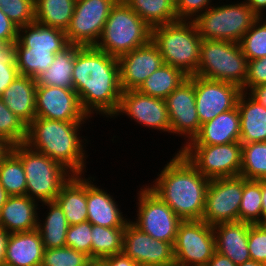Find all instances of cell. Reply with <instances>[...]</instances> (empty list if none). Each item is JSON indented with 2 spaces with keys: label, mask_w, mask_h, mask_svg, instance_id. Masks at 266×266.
Instances as JSON below:
<instances>
[{
  "label": "cell",
  "mask_w": 266,
  "mask_h": 266,
  "mask_svg": "<svg viewBox=\"0 0 266 266\" xmlns=\"http://www.w3.org/2000/svg\"><path fill=\"white\" fill-rule=\"evenodd\" d=\"M248 60L239 43L205 40L200 45V60L194 75L233 83L240 88L247 78Z\"/></svg>",
  "instance_id": "obj_6"
},
{
  "label": "cell",
  "mask_w": 266,
  "mask_h": 266,
  "mask_svg": "<svg viewBox=\"0 0 266 266\" xmlns=\"http://www.w3.org/2000/svg\"><path fill=\"white\" fill-rule=\"evenodd\" d=\"M117 1L76 0L74 14L65 31L69 44L95 46Z\"/></svg>",
  "instance_id": "obj_13"
},
{
  "label": "cell",
  "mask_w": 266,
  "mask_h": 266,
  "mask_svg": "<svg viewBox=\"0 0 266 266\" xmlns=\"http://www.w3.org/2000/svg\"><path fill=\"white\" fill-rule=\"evenodd\" d=\"M21 29H25L26 34L23 37L20 36ZM17 42L23 48L52 50L55 54L69 45L64 30L45 26L36 21L18 29Z\"/></svg>",
  "instance_id": "obj_28"
},
{
  "label": "cell",
  "mask_w": 266,
  "mask_h": 266,
  "mask_svg": "<svg viewBox=\"0 0 266 266\" xmlns=\"http://www.w3.org/2000/svg\"><path fill=\"white\" fill-rule=\"evenodd\" d=\"M241 92L237 107L240 112V143L266 142V108L252 97L246 102Z\"/></svg>",
  "instance_id": "obj_27"
},
{
  "label": "cell",
  "mask_w": 266,
  "mask_h": 266,
  "mask_svg": "<svg viewBox=\"0 0 266 266\" xmlns=\"http://www.w3.org/2000/svg\"><path fill=\"white\" fill-rule=\"evenodd\" d=\"M50 206V212L42 227L38 222L37 230L45 249H55L66 246V234L69 224L64 212L55 201L44 202Z\"/></svg>",
  "instance_id": "obj_34"
},
{
  "label": "cell",
  "mask_w": 266,
  "mask_h": 266,
  "mask_svg": "<svg viewBox=\"0 0 266 266\" xmlns=\"http://www.w3.org/2000/svg\"><path fill=\"white\" fill-rule=\"evenodd\" d=\"M261 194H262V217L261 224H266V180H261Z\"/></svg>",
  "instance_id": "obj_55"
},
{
  "label": "cell",
  "mask_w": 266,
  "mask_h": 266,
  "mask_svg": "<svg viewBox=\"0 0 266 266\" xmlns=\"http://www.w3.org/2000/svg\"><path fill=\"white\" fill-rule=\"evenodd\" d=\"M20 75L10 49L0 55V95Z\"/></svg>",
  "instance_id": "obj_45"
},
{
  "label": "cell",
  "mask_w": 266,
  "mask_h": 266,
  "mask_svg": "<svg viewBox=\"0 0 266 266\" xmlns=\"http://www.w3.org/2000/svg\"><path fill=\"white\" fill-rule=\"evenodd\" d=\"M102 260L107 264V266H139L135 261L126 256L123 252L110 255Z\"/></svg>",
  "instance_id": "obj_49"
},
{
  "label": "cell",
  "mask_w": 266,
  "mask_h": 266,
  "mask_svg": "<svg viewBox=\"0 0 266 266\" xmlns=\"http://www.w3.org/2000/svg\"><path fill=\"white\" fill-rule=\"evenodd\" d=\"M0 8L18 28L35 22V0H0Z\"/></svg>",
  "instance_id": "obj_42"
},
{
  "label": "cell",
  "mask_w": 266,
  "mask_h": 266,
  "mask_svg": "<svg viewBox=\"0 0 266 266\" xmlns=\"http://www.w3.org/2000/svg\"><path fill=\"white\" fill-rule=\"evenodd\" d=\"M82 45L69 44L55 54L50 67L36 78L37 85L57 86L73 89L72 73L77 52Z\"/></svg>",
  "instance_id": "obj_29"
},
{
  "label": "cell",
  "mask_w": 266,
  "mask_h": 266,
  "mask_svg": "<svg viewBox=\"0 0 266 266\" xmlns=\"http://www.w3.org/2000/svg\"><path fill=\"white\" fill-rule=\"evenodd\" d=\"M243 189L242 176L210 179L202 220L210 226L239 221Z\"/></svg>",
  "instance_id": "obj_11"
},
{
  "label": "cell",
  "mask_w": 266,
  "mask_h": 266,
  "mask_svg": "<svg viewBox=\"0 0 266 266\" xmlns=\"http://www.w3.org/2000/svg\"><path fill=\"white\" fill-rule=\"evenodd\" d=\"M197 16L193 21L202 39L235 43L241 41L244 34L259 18L245 2L209 8Z\"/></svg>",
  "instance_id": "obj_8"
},
{
  "label": "cell",
  "mask_w": 266,
  "mask_h": 266,
  "mask_svg": "<svg viewBox=\"0 0 266 266\" xmlns=\"http://www.w3.org/2000/svg\"><path fill=\"white\" fill-rule=\"evenodd\" d=\"M238 266H265V265L250 259V260L245 261L243 264H240Z\"/></svg>",
  "instance_id": "obj_58"
},
{
  "label": "cell",
  "mask_w": 266,
  "mask_h": 266,
  "mask_svg": "<svg viewBox=\"0 0 266 266\" xmlns=\"http://www.w3.org/2000/svg\"><path fill=\"white\" fill-rule=\"evenodd\" d=\"M125 227H103L92 224L91 259H104L123 252Z\"/></svg>",
  "instance_id": "obj_35"
},
{
  "label": "cell",
  "mask_w": 266,
  "mask_h": 266,
  "mask_svg": "<svg viewBox=\"0 0 266 266\" xmlns=\"http://www.w3.org/2000/svg\"><path fill=\"white\" fill-rule=\"evenodd\" d=\"M208 2L210 3V0H175L178 20H183L194 13H199L201 9L205 8V6L207 7Z\"/></svg>",
  "instance_id": "obj_48"
},
{
  "label": "cell",
  "mask_w": 266,
  "mask_h": 266,
  "mask_svg": "<svg viewBox=\"0 0 266 266\" xmlns=\"http://www.w3.org/2000/svg\"><path fill=\"white\" fill-rule=\"evenodd\" d=\"M181 149L185 157L208 179L240 176L242 159L240 142L185 146Z\"/></svg>",
  "instance_id": "obj_9"
},
{
  "label": "cell",
  "mask_w": 266,
  "mask_h": 266,
  "mask_svg": "<svg viewBox=\"0 0 266 266\" xmlns=\"http://www.w3.org/2000/svg\"><path fill=\"white\" fill-rule=\"evenodd\" d=\"M91 260L85 253L65 246L45 249L41 266H87Z\"/></svg>",
  "instance_id": "obj_41"
},
{
  "label": "cell",
  "mask_w": 266,
  "mask_h": 266,
  "mask_svg": "<svg viewBox=\"0 0 266 266\" xmlns=\"http://www.w3.org/2000/svg\"><path fill=\"white\" fill-rule=\"evenodd\" d=\"M68 177L69 180L61 187L55 202L60 206L71 226L88 220L87 181L80 179L79 175L72 174Z\"/></svg>",
  "instance_id": "obj_25"
},
{
  "label": "cell",
  "mask_w": 266,
  "mask_h": 266,
  "mask_svg": "<svg viewBox=\"0 0 266 266\" xmlns=\"http://www.w3.org/2000/svg\"><path fill=\"white\" fill-rule=\"evenodd\" d=\"M36 79L18 75L0 95L4 104L28 126L36 118Z\"/></svg>",
  "instance_id": "obj_23"
},
{
  "label": "cell",
  "mask_w": 266,
  "mask_h": 266,
  "mask_svg": "<svg viewBox=\"0 0 266 266\" xmlns=\"http://www.w3.org/2000/svg\"><path fill=\"white\" fill-rule=\"evenodd\" d=\"M188 77L195 86V103L201 125L237 106L242 92L238 85L197 75Z\"/></svg>",
  "instance_id": "obj_14"
},
{
  "label": "cell",
  "mask_w": 266,
  "mask_h": 266,
  "mask_svg": "<svg viewBox=\"0 0 266 266\" xmlns=\"http://www.w3.org/2000/svg\"><path fill=\"white\" fill-rule=\"evenodd\" d=\"M127 113L144 126L170 132V118L165 99L148 96L138 90L122 91L117 113Z\"/></svg>",
  "instance_id": "obj_19"
},
{
  "label": "cell",
  "mask_w": 266,
  "mask_h": 266,
  "mask_svg": "<svg viewBox=\"0 0 266 266\" xmlns=\"http://www.w3.org/2000/svg\"><path fill=\"white\" fill-rule=\"evenodd\" d=\"M13 145L0 137V164L2 160L11 152Z\"/></svg>",
  "instance_id": "obj_54"
},
{
  "label": "cell",
  "mask_w": 266,
  "mask_h": 266,
  "mask_svg": "<svg viewBox=\"0 0 266 266\" xmlns=\"http://www.w3.org/2000/svg\"><path fill=\"white\" fill-rule=\"evenodd\" d=\"M0 184L9 196L26 195V174L20 158L12 150L0 164Z\"/></svg>",
  "instance_id": "obj_36"
},
{
  "label": "cell",
  "mask_w": 266,
  "mask_h": 266,
  "mask_svg": "<svg viewBox=\"0 0 266 266\" xmlns=\"http://www.w3.org/2000/svg\"><path fill=\"white\" fill-rule=\"evenodd\" d=\"M45 248L37 229L11 233L7 239L6 266H41Z\"/></svg>",
  "instance_id": "obj_22"
},
{
  "label": "cell",
  "mask_w": 266,
  "mask_h": 266,
  "mask_svg": "<svg viewBox=\"0 0 266 266\" xmlns=\"http://www.w3.org/2000/svg\"><path fill=\"white\" fill-rule=\"evenodd\" d=\"M240 176L250 180H266V142L242 144Z\"/></svg>",
  "instance_id": "obj_37"
},
{
  "label": "cell",
  "mask_w": 266,
  "mask_h": 266,
  "mask_svg": "<svg viewBox=\"0 0 266 266\" xmlns=\"http://www.w3.org/2000/svg\"><path fill=\"white\" fill-rule=\"evenodd\" d=\"M213 226L203 220L182 221L174 247L175 261L185 266H206L216 246Z\"/></svg>",
  "instance_id": "obj_10"
},
{
  "label": "cell",
  "mask_w": 266,
  "mask_h": 266,
  "mask_svg": "<svg viewBox=\"0 0 266 266\" xmlns=\"http://www.w3.org/2000/svg\"><path fill=\"white\" fill-rule=\"evenodd\" d=\"M9 234L10 233L6 232L2 227H0V266L4 265L5 262L6 243Z\"/></svg>",
  "instance_id": "obj_52"
},
{
  "label": "cell",
  "mask_w": 266,
  "mask_h": 266,
  "mask_svg": "<svg viewBox=\"0 0 266 266\" xmlns=\"http://www.w3.org/2000/svg\"><path fill=\"white\" fill-rule=\"evenodd\" d=\"M0 50H6V49L0 44Z\"/></svg>",
  "instance_id": "obj_60"
},
{
  "label": "cell",
  "mask_w": 266,
  "mask_h": 266,
  "mask_svg": "<svg viewBox=\"0 0 266 266\" xmlns=\"http://www.w3.org/2000/svg\"><path fill=\"white\" fill-rule=\"evenodd\" d=\"M210 179L179 151L150 189L182 220H202Z\"/></svg>",
  "instance_id": "obj_2"
},
{
  "label": "cell",
  "mask_w": 266,
  "mask_h": 266,
  "mask_svg": "<svg viewBox=\"0 0 266 266\" xmlns=\"http://www.w3.org/2000/svg\"><path fill=\"white\" fill-rule=\"evenodd\" d=\"M185 21L178 20L151 28V41L161 53L164 64L192 76L198 68L202 37L194 21Z\"/></svg>",
  "instance_id": "obj_4"
},
{
  "label": "cell",
  "mask_w": 266,
  "mask_h": 266,
  "mask_svg": "<svg viewBox=\"0 0 266 266\" xmlns=\"http://www.w3.org/2000/svg\"><path fill=\"white\" fill-rule=\"evenodd\" d=\"M82 121H59L36 117L27 126L25 144L70 169L73 175H81L84 153L77 137ZM34 147V149H33ZM36 149V150H35Z\"/></svg>",
  "instance_id": "obj_3"
},
{
  "label": "cell",
  "mask_w": 266,
  "mask_h": 266,
  "mask_svg": "<svg viewBox=\"0 0 266 266\" xmlns=\"http://www.w3.org/2000/svg\"><path fill=\"white\" fill-rule=\"evenodd\" d=\"M247 5L258 17H261V9L266 8V0H248Z\"/></svg>",
  "instance_id": "obj_53"
},
{
  "label": "cell",
  "mask_w": 266,
  "mask_h": 266,
  "mask_svg": "<svg viewBox=\"0 0 266 266\" xmlns=\"http://www.w3.org/2000/svg\"><path fill=\"white\" fill-rule=\"evenodd\" d=\"M91 231L92 224L89 221L69 226L66 234V246L83 252L91 258Z\"/></svg>",
  "instance_id": "obj_43"
},
{
  "label": "cell",
  "mask_w": 266,
  "mask_h": 266,
  "mask_svg": "<svg viewBox=\"0 0 266 266\" xmlns=\"http://www.w3.org/2000/svg\"><path fill=\"white\" fill-rule=\"evenodd\" d=\"M263 84H266V57L248 61L247 78L241 90Z\"/></svg>",
  "instance_id": "obj_46"
},
{
  "label": "cell",
  "mask_w": 266,
  "mask_h": 266,
  "mask_svg": "<svg viewBox=\"0 0 266 266\" xmlns=\"http://www.w3.org/2000/svg\"><path fill=\"white\" fill-rule=\"evenodd\" d=\"M260 18L253 23L239 42L248 61L266 57V22L256 26L260 22Z\"/></svg>",
  "instance_id": "obj_40"
},
{
  "label": "cell",
  "mask_w": 266,
  "mask_h": 266,
  "mask_svg": "<svg viewBox=\"0 0 266 266\" xmlns=\"http://www.w3.org/2000/svg\"><path fill=\"white\" fill-rule=\"evenodd\" d=\"M10 50L14 55L19 74L33 79L45 72L55 59L52 50L23 48L17 41Z\"/></svg>",
  "instance_id": "obj_33"
},
{
  "label": "cell",
  "mask_w": 266,
  "mask_h": 266,
  "mask_svg": "<svg viewBox=\"0 0 266 266\" xmlns=\"http://www.w3.org/2000/svg\"><path fill=\"white\" fill-rule=\"evenodd\" d=\"M76 0H35V21L66 31Z\"/></svg>",
  "instance_id": "obj_32"
},
{
  "label": "cell",
  "mask_w": 266,
  "mask_h": 266,
  "mask_svg": "<svg viewBox=\"0 0 266 266\" xmlns=\"http://www.w3.org/2000/svg\"><path fill=\"white\" fill-rule=\"evenodd\" d=\"M12 151L20 158L26 174V195L31 199L35 195L42 202L55 201L61 187L69 180L65 178L66 168L26 144L14 145Z\"/></svg>",
  "instance_id": "obj_7"
},
{
  "label": "cell",
  "mask_w": 266,
  "mask_h": 266,
  "mask_svg": "<svg viewBox=\"0 0 266 266\" xmlns=\"http://www.w3.org/2000/svg\"><path fill=\"white\" fill-rule=\"evenodd\" d=\"M36 117L59 121H84L88 114L83 110L77 92L70 88L37 85Z\"/></svg>",
  "instance_id": "obj_15"
},
{
  "label": "cell",
  "mask_w": 266,
  "mask_h": 266,
  "mask_svg": "<svg viewBox=\"0 0 266 266\" xmlns=\"http://www.w3.org/2000/svg\"><path fill=\"white\" fill-rule=\"evenodd\" d=\"M123 253L139 266H164L175 261L173 244L152 239L130 221L124 231Z\"/></svg>",
  "instance_id": "obj_16"
},
{
  "label": "cell",
  "mask_w": 266,
  "mask_h": 266,
  "mask_svg": "<svg viewBox=\"0 0 266 266\" xmlns=\"http://www.w3.org/2000/svg\"><path fill=\"white\" fill-rule=\"evenodd\" d=\"M164 266H185L184 264L173 261L172 263L166 264Z\"/></svg>",
  "instance_id": "obj_59"
},
{
  "label": "cell",
  "mask_w": 266,
  "mask_h": 266,
  "mask_svg": "<svg viewBox=\"0 0 266 266\" xmlns=\"http://www.w3.org/2000/svg\"><path fill=\"white\" fill-rule=\"evenodd\" d=\"M122 91L137 90L163 64L157 46L150 40L146 45L117 58Z\"/></svg>",
  "instance_id": "obj_17"
},
{
  "label": "cell",
  "mask_w": 266,
  "mask_h": 266,
  "mask_svg": "<svg viewBox=\"0 0 266 266\" xmlns=\"http://www.w3.org/2000/svg\"><path fill=\"white\" fill-rule=\"evenodd\" d=\"M165 103L170 118V132L187 134L193 140L201 126L193 81L188 77L165 98Z\"/></svg>",
  "instance_id": "obj_18"
},
{
  "label": "cell",
  "mask_w": 266,
  "mask_h": 266,
  "mask_svg": "<svg viewBox=\"0 0 266 266\" xmlns=\"http://www.w3.org/2000/svg\"><path fill=\"white\" fill-rule=\"evenodd\" d=\"M18 27L5 15L0 8V44L11 49L18 38Z\"/></svg>",
  "instance_id": "obj_47"
},
{
  "label": "cell",
  "mask_w": 266,
  "mask_h": 266,
  "mask_svg": "<svg viewBox=\"0 0 266 266\" xmlns=\"http://www.w3.org/2000/svg\"><path fill=\"white\" fill-rule=\"evenodd\" d=\"M34 200L27 195L9 196L0 211V227L10 234L37 229Z\"/></svg>",
  "instance_id": "obj_24"
},
{
  "label": "cell",
  "mask_w": 266,
  "mask_h": 266,
  "mask_svg": "<svg viewBox=\"0 0 266 266\" xmlns=\"http://www.w3.org/2000/svg\"><path fill=\"white\" fill-rule=\"evenodd\" d=\"M251 260L266 266V224H251L248 233Z\"/></svg>",
  "instance_id": "obj_44"
},
{
  "label": "cell",
  "mask_w": 266,
  "mask_h": 266,
  "mask_svg": "<svg viewBox=\"0 0 266 266\" xmlns=\"http://www.w3.org/2000/svg\"><path fill=\"white\" fill-rule=\"evenodd\" d=\"M251 97L266 108V84L252 87Z\"/></svg>",
  "instance_id": "obj_51"
},
{
  "label": "cell",
  "mask_w": 266,
  "mask_h": 266,
  "mask_svg": "<svg viewBox=\"0 0 266 266\" xmlns=\"http://www.w3.org/2000/svg\"><path fill=\"white\" fill-rule=\"evenodd\" d=\"M232 142H240V112L237 106L202 124L198 134L186 146L223 145Z\"/></svg>",
  "instance_id": "obj_20"
},
{
  "label": "cell",
  "mask_w": 266,
  "mask_h": 266,
  "mask_svg": "<svg viewBox=\"0 0 266 266\" xmlns=\"http://www.w3.org/2000/svg\"><path fill=\"white\" fill-rule=\"evenodd\" d=\"M138 221L132 224L152 239L174 245L182 220L150 188L140 191Z\"/></svg>",
  "instance_id": "obj_12"
},
{
  "label": "cell",
  "mask_w": 266,
  "mask_h": 266,
  "mask_svg": "<svg viewBox=\"0 0 266 266\" xmlns=\"http://www.w3.org/2000/svg\"><path fill=\"white\" fill-rule=\"evenodd\" d=\"M206 266H237L225 255L215 251L213 257Z\"/></svg>",
  "instance_id": "obj_50"
},
{
  "label": "cell",
  "mask_w": 266,
  "mask_h": 266,
  "mask_svg": "<svg viewBox=\"0 0 266 266\" xmlns=\"http://www.w3.org/2000/svg\"><path fill=\"white\" fill-rule=\"evenodd\" d=\"M260 216H262L261 180H250L244 177V189L239 207V221L261 224Z\"/></svg>",
  "instance_id": "obj_38"
},
{
  "label": "cell",
  "mask_w": 266,
  "mask_h": 266,
  "mask_svg": "<svg viewBox=\"0 0 266 266\" xmlns=\"http://www.w3.org/2000/svg\"><path fill=\"white\" fill-rule=\"evenodd\" d=\"M151 28L178 21L175 0H123Z\"/></svg>",
  "instance_id": "obj_30"
},
{
  "label": "cell",
  "mask_w": 266,
  "mask_h": 266,
  "mask_svg": "<svg viewBox=\"0 0 266 266\" xmlns=\"http://www.w3.org/2000/svg\"><path fill=\"white\" fill-rule=\"evenodd\" d=\"M87 266H107L102 259H92Z\"/></svg>",
  "instance_id": "obj_57"
},
{
  "label": "cell",
  "mask_w": 266,
  "mask_h": 266,
  "mask_svg": "<svg viewBox=\"0 0 266 266\" xmlns=\"http://www.w3.org/2000/svg\"><path fill=\"white\" fill-rule=\"evenodd\" d=\"M100 39L102 42L95 47L118 58L146 45L151 40V27L123 0H118L110 10Z\"/></svg>",
  "instance_id": "obj_5"
},
{
  "label": "cell",
  "mask_w": 266,
  "mask_h": 266,
  "mask_svg": "<svg viewBox=\"0 0 266 266\" xmlns=\"http://www.w3.org/2000/svg\"><path fill=\"white\" fill-rule=\"evenodd\" d=\"M250 223L235 221L213 226L216 251L228 257L237 266L251 259L248 248ZM218 228V229H217Z\"/></svg>",
  "instance_id": "obj_21"
},
{
  "label": "cell",
  "mask_w": 266,
  "mask_h": 266,
  "mask_svg": "<svg viewBox=\"0 0 266 266\" xmlns=\"http://www.w3.org/2000/svg\"><path fill=\"white\" fill-rule=\"evenodd\" d=\"M117 206L109 194L87 182V221L103 227H126L128 222Z\"/></svg>",
  "instance_id": "obj_26"
},
{
  "label": "cell",
  "mask_w": 266,
  "mask_h": 266,
  "mask_svg": "<svg viewBox=\"0 0 266 266\" xmlns=\"http://www.w3.org/2000/svg\"><path fill=\"white\" fill-rule=\"evenodd\" d=\"M72 81L87 114L93 107L106 115L116 114L122 95L117 57L95 46H82L75 56Z\"/></svg>",
  "instance_id": "obj_1"
},
{
  "label": "cell",
  "mask_w": 266,
  "mask_h": 266,
  "mask_svg": "<svg viewBox=\"0 0 266 266\" xmlns=\"http://www.w3.org/2000/svg\"><path fill=\"white\" fill-rule=\"evenodd\" d=\"M187 78L188 75L181 69L163 64L137 90L148 96L165 99Z\"/></svg>",
  "instance_id": "obj_31"
},
{
  "label": "cell",
  "mask_w": 266,
  "mask_h": 266,
  "mask_svg": "<svg viewBox=\"0 0 266 266\" xmlns=\"http://www.w3.org/2000/svg\"><path fill=\"white\" fill-rule=\"evenodd\" d=\"M9 195L5 192L4 188L0 184V211L1 208L4 206L5 202L7 201Z\"/></svg>",
  "instance_id": "obj_56"
},
{
  "label": "cell",
  "mask_w": 266,
  "mask_h": 266,
  "mask_svg": "<svg viewBox=\"0 0 266 266\" xmlns=\"http://www.w3.org/2000/svg\"><path fill=\"white\" fill-rule=\"evenodd\" d=\"M0 137L10 144H25L27 125L17 115L12 113L0 97Z\"/></svg>",
  "instance_id": "obj_39"
}]
</instances>
